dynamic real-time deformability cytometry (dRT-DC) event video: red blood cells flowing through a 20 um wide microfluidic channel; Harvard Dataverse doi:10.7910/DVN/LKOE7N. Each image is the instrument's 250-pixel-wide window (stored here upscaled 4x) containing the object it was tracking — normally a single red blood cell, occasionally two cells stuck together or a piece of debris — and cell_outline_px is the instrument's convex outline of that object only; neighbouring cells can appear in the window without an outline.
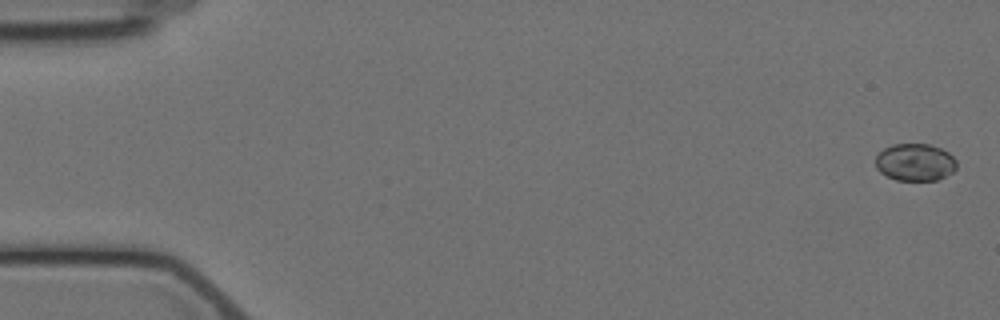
{"species": "Egyptian fruit bat (a non-hibernating species)", "species_latin": "Rousettus aegyptiacus", "temperature_condition": "cold", "stored_images_in_passage": 5, "camera_frame_rate_fps": 3000, "um_per_image_px": 0.085, "animal": {"sex": "female"}, "frame": {"image": 1, "passage_image": 1, "time_ms": 0.0, "image_size_px": [1000, 320], "cell_outline_px": [[956, 168], [952, 172], [936, 180], [896, 180], [880, 172], [876, 168], [876, 156], [884, 148], [892, 144], [928, 144], [940, 148], [948, 152], [956, 160]], "centroid_in_image_um": [77.77, 13.78], "position_along_channel_um": 7.2, "area_um2": 17.51}}
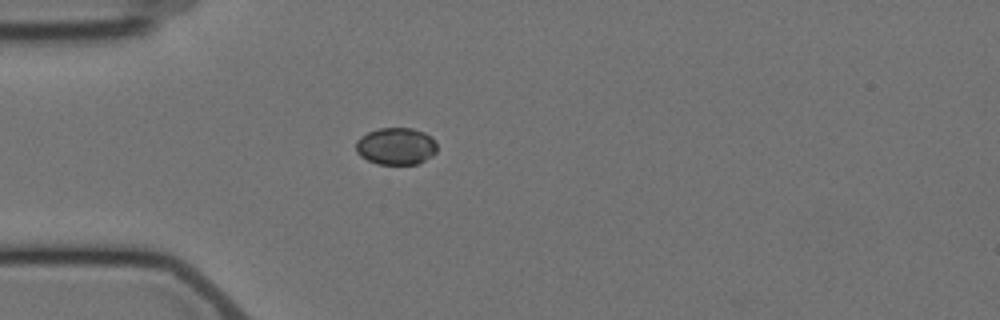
{"frame": {"image": 2, "passage_image": 4, "time_ms": 5.0, "image_size_px": [1000, 320], "cell_outline_px": [[436, 152], [432, 156], [416, 164], [376, 164], [360, 156], [356, 152], [356, 140], [360, 136], [368, 132], [380, 128], [412, 128], [424, 132], [436, 144]], "centroid_in_image_um": [33.62, 12.43], "position_along_channel_um": 51.4, "area_um2": 17.46}}